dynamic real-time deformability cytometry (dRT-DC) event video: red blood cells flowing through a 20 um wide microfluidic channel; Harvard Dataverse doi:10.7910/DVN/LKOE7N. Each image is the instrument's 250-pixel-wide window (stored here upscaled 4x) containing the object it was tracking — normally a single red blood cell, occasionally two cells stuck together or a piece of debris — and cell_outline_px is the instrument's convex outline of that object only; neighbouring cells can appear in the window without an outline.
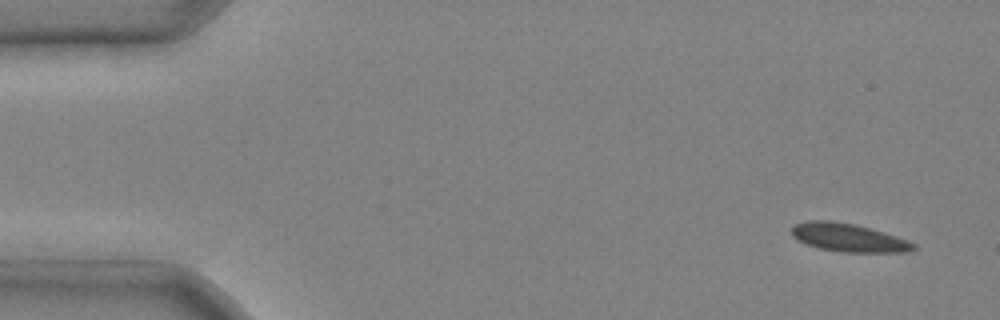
{"species": "common noctule bat (a hibernating species)", "species_latin": "Nyctalus noctula", "temperature_condition": "cold", "stored_images_in_passage": 3, "camera_frame_rate_fps": 3000, "um_per_image_px": 0.085, "animal": {"sex": "male", "body_mass_g": 20.4}, "frame": {"image": 1, "passage_image": 1, "time_ms": 0.0, "image_size_px": [1000, 320], "cell_outline_px": [[916, 248], [908, 252], [840, 252], [820, 248], [796, 240], [792, 236], [792, 228], [796, 224], [808, 220], [832, 220], [852, 224], [884, 232], [908, 240], [916, 244]], "centroid_in_image_um": [72.12, 20.2], "position_along_channel_um": 12.9, "area_um2": 19.94}}
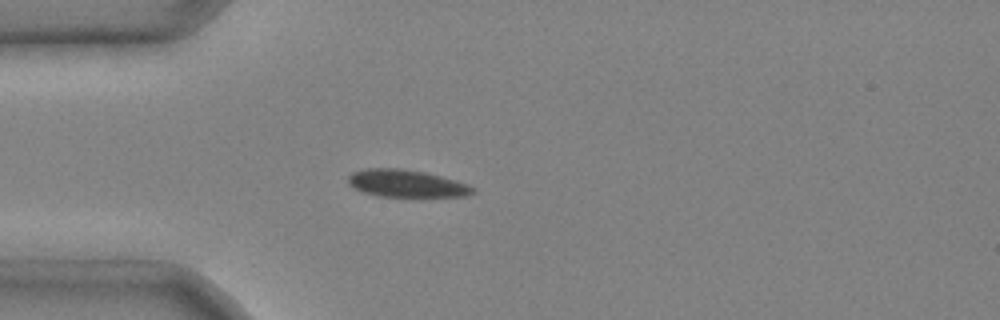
{"frame": {"image": 2, "passage_image": 3, "time_ms": 0.667, "image_size_px": [1000, 320], "cell_outline_px": [[476, 192], [468, 196], [376, 196], [364, 192], [348, 184], [348, 176], [352, 172], [364, 168], [400, 168], [424, 172], [456, 180], [468, 184], [476, 188]], "centroid_in_image_um": [34.56, 15.59], "position_along_channel_um": 50.4, "area_um2": 19.88}}